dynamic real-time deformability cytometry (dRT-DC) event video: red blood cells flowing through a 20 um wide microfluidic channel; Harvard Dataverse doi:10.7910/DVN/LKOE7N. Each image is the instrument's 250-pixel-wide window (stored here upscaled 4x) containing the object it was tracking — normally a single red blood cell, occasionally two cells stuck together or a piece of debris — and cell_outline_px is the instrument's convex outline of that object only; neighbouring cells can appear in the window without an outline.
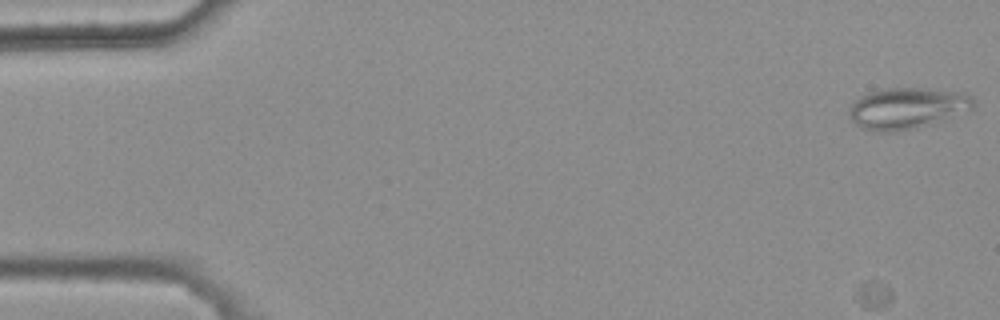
{"species": "common noctule bat (a hibernating species)", "species_latin": "Nyctalus noctula", "temperature_condition": "warm", "stored_images_in_passage": 54, "camera_frame_rate_fps": 3000, "um_per_image_px": 0.085, "animal": {"sex": "female", "body_mass_g": 25.1}, "frame": {"image": 1, "passage_image": 1, "time_ms": 0.0, "image_size_px": [1000, 320], "cell_outline_px": [[976, 104], [972, 108], [928, 124], [916, 128], [896, 132], [872, 132], [860, 128], [848, 116], [848, 112], [852, 104], [860, 96], [868, 92], [888, 88], [924, 88], [964, 92], [972, 96]], "centroid_in_image_um": [77.05, 9.2], "position_along_channel_um": 7.9, "area_um2": 29.82}}